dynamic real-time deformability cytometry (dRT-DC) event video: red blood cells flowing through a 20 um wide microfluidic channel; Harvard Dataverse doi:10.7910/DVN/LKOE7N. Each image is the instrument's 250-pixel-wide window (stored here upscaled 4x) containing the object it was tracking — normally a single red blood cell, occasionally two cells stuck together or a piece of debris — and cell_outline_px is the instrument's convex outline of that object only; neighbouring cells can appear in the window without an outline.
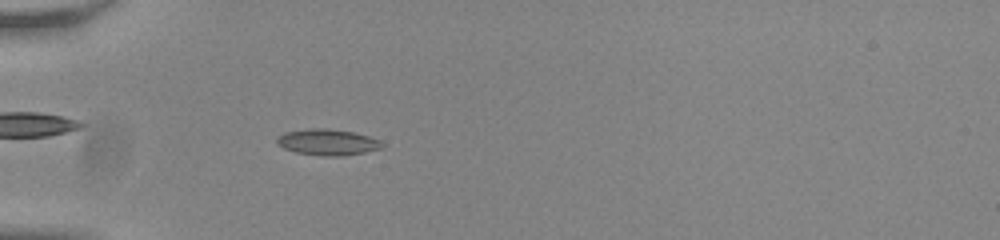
{"species": "common noctule bat (a hibernating species)", "species_latin": "Nyctalus noctula", "temperature_condition": "room temperature", "stored_images_in_passage": 55, "camera_frame_rate_fps": 3000, "um_per_image_px": 0.085, "animal": {"sex": "male", "body_mass_g": 20.0, "forearm_length_mm": 53.3}, "frame": {"image": 1, "passage_image": 18, "time_ms": 5.667, "image_size_px": [1000, 240], "cell_outline_px": [[384, 148], [364, 152], [340, 156], [320, 156], [296, 152], [284, 148], [276, 144], [276, 140], [284, 132], [308, 128], [328, 128], [352, 132], [368, 136], [380, 140], [384, 144]], "centroid_in_image_um": [27.85, 12.08], "position_along_channel_um": 57.2, "area_um2": 16.07}}
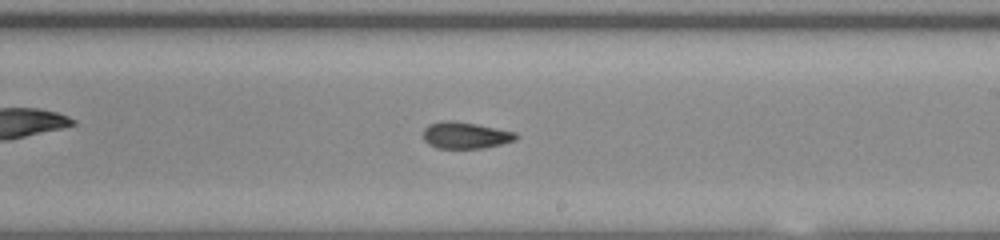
{"frame": {"image": 2, "passage_image": 34, "time_ms": 11.0, "image_size_px": [1000, 240], "cell_outline_px": [[520, 136], [516, 140], [484, 148], [436, 148], [428, 144], [424, 140], [424, 128], [428, 124], [444, 120], [452, 120], [476, 124], [516, 132]], "centroid_in_image_um": [39.56, 11.5], "position_along_channel_um": 249.4, "area_um2": 14.45}}
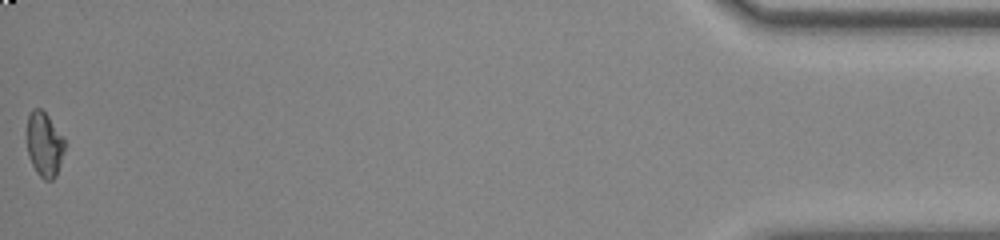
{"frame": {"image": 3, "passage_image": 55, "time_ms": 18.0, "image_size_px": [1000, 240], "cell_outline_px": [[64, 152], [56, 176], [52, 180], [44, 180], [36, 172], [28, 156], [28, 112], [32, 108], [40, 108], [48, 116], [64, 140]], "centroid_in_image_um": [3.76, 12.29], "position_along_channel_um": 431.4, "area_um2": 13.99}, "authors_computed_cell_mechanics": {"area_um2": 14.5078, "velocity_mm_per_s": 3.8319, "shape_relaxation_time_tau1_ms": null, "shape_relaxation_time_tau2_ms": 2.8104, "deformation_change_tau1": null, "deformation_change_tau2": 0.0679}}